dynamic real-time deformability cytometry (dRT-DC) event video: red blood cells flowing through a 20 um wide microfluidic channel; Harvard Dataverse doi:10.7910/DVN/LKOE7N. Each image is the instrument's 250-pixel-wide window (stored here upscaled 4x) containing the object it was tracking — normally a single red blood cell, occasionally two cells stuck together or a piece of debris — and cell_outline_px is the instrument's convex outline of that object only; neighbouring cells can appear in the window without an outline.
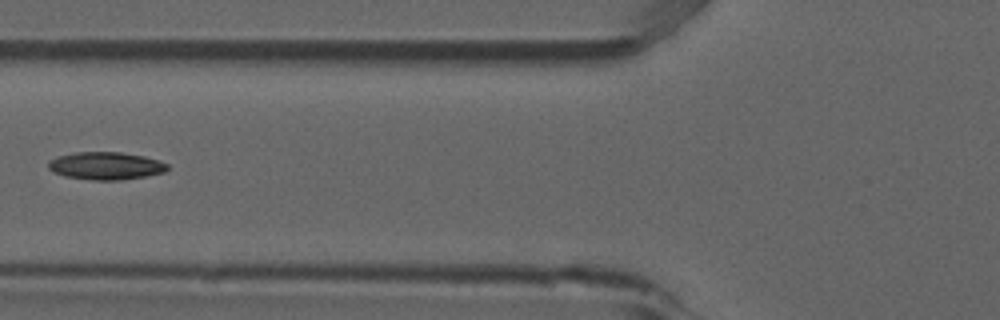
{"species": "common noctule bat (a hibernating species)", "species_latin": "Nyctalus noctula", "temperature_condition": "room temperature", "stored_images_in_passage": 6, "camera_frame_rate_fps": 3000, "um_per_image_px": 0.085, "animal": {"sex": "male", "forearm_length_mm": 52.5}, "frame": {"image": 1, "passage_image": 6, "time_ms": 1.667, "image_size_px": [1000, 320], "cell_outline_px": [[168, 168], [164, 172], [144, 176], [120, 180], [92, 180], [64, 176], [52, 172], [48, 168], [48, 160], [60, 156], [76, 152], [120, 152], [144, 156], [160, 160], [168, 164]], "centroid_in_image_um": [8.98, 14.09], "position_along_channel_um": 116.8, "area_um2": 19.19}}